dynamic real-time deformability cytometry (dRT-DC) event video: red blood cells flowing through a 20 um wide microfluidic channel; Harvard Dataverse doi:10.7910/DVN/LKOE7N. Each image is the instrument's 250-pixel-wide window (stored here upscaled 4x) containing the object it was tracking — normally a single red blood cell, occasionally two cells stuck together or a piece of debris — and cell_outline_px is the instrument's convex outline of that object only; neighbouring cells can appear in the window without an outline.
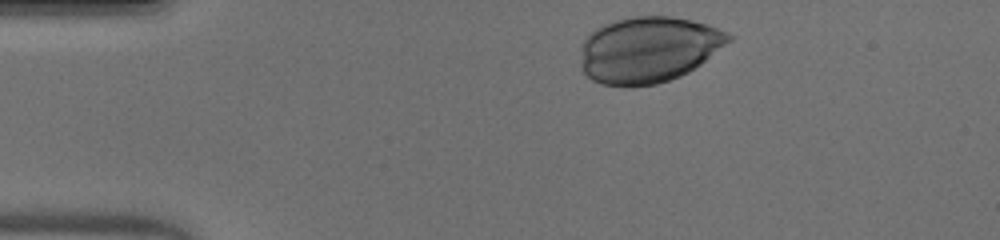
{"species": "human", "species_latin": "Homo sapiens", "temperature_condition": "warm", "stored_images_in_passage": 33, "camera_frame_rate_fps": 3000, "um_per_image_px": 0.085, "donor": {"sex": "male"}, "frame": {"image": 1, "passage_image": 2, "time_ms": 0.333, "image_size_px": [1000, 240], "cell_outline_px": [[732, 40], [700, 64], [688, 72], [680, 76], [656, 84], [604, 84], [592, 80], [584, 72], [580, 64], [584, 40], [596, 28], [604, 24], [616, 20], [632, 16], [672, 16], [692, 20], [708, 24], [732, 36]], "centroid_in_image_um": [55.13, 4.18], "position_along_channel_um": 29.9, "area_um2": 56.18}}
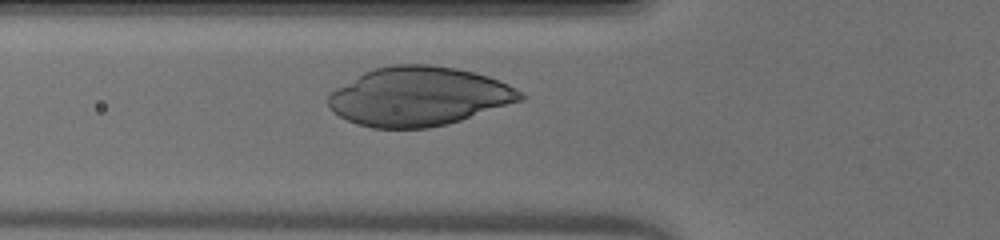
{"frame": {"image": 2, "passage_image": 11, "time_ms": 3.333, "image_size_px": [1000, 240], "cell_outline_px": [[524, 96], [520, 100], [448, 124], [428, 128], [372, 128], [356, 124], [332, 112], [328, 108], [328, 96], [336, 88], [364, 72], [376, 68], [392, 64], [428, 64], [456, 68], [488, 76], [508, 84], [516, 88]], "centroid_in_image_um": [35.54, 8.19], "position_along_channel_um": 90.3, "area_um2": 65.6}}
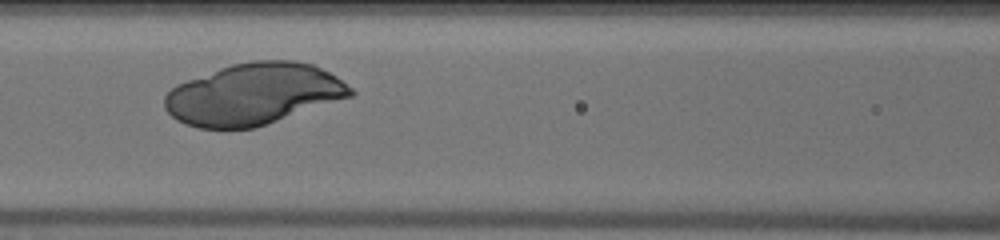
{"frame": {"image": 3, "passage_image": 15, "time_ms": 4.667, "image_size_px": [1000, 240], "cell_outline_px": [[356, 92], [352, 96], [256, 128], [200, 128], [176, 120], [164, 108], [164, 96], [176, 84], [220, 68], [232, 64], [256, 60], [292, 60], [312, 64], [336, 76], [352, 88]], "centroid_in_image_um": [21.55, 8.0], "position_along_channel_um": 145.0, "area_um2": 66.35}}